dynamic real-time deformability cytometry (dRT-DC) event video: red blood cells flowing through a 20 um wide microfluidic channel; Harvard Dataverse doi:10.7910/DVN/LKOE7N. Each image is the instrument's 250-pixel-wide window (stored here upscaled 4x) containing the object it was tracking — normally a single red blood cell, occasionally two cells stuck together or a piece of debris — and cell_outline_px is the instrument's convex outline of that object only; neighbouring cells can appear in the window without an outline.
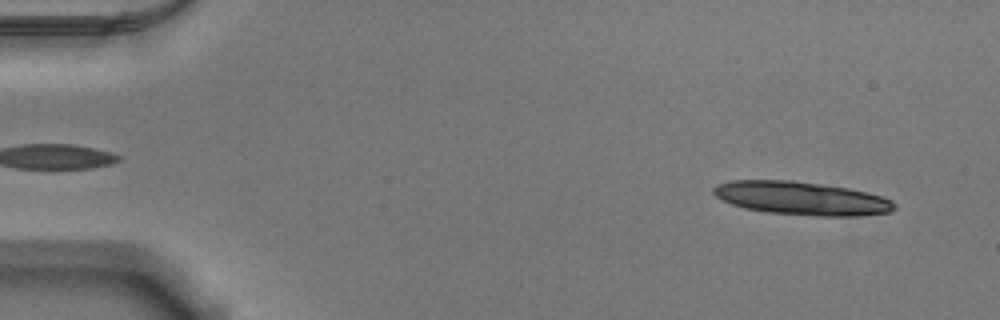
{"species": "Egyptian fruit bat (a non-hibernating species)", "species_latin": "Rousettus aegyptiacus", "temperature_condition": "warm", "stored_images_in_passage": 14, "camera_frame_rate_fps": 3000, "um_per_image_px": 0.085, "animal": {"sex": "male"}, "frame": {"image": 1, "passage_image": 3, "time_ms": 0.667, "image_size_px": [1000, 320], "cell_outline_px": [[896, 208], [892, 212], [860, 216], [816, 216], [768, 212], [744, 208], [732, 204], [716, 196], [712, 192], [712, 188], [716, 184], [732, 180], [792, 180], [848, 188], [868, 192], [884, 196], [892, 200], [896, 204]], "centroid_in_image_um": [68.17, 16.85], "position_along_channel_um": 16.8, "area_um2": 35.37}}